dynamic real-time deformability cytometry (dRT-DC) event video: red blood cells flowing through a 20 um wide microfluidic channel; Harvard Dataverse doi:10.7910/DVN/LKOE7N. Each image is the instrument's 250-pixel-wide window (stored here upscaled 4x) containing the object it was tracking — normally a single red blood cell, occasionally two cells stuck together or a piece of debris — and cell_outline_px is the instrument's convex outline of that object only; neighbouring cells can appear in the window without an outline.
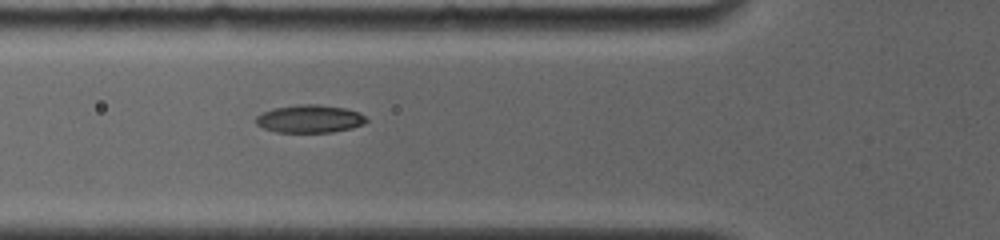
{"species": "common noctule bat (a hibernating species)", "species_latin": "Nyctalus noctula", "temperature_condition": "room temperature", "stored_images_in_passage": 40, "camera_frame_rate_fps": 4000, "um_per_image_px": 0.085, "animal": {"sex": "female", "body_mass_g": 19.0, "forearm_length_mm": 56.7}, "frame": {"image": 1, "passage_image": 11, "time_ms": 5.75, "image_size_px": [1000, 240], "cell_outline_px": [[368, 120], [364, 124], [352, 128], [332, 132], [276, 132], [264, 128], [256, 124], [256, 116], [260, 112], [272, 108], [296, 104], [316, 104], [344, 108], [360, 112]], "centroid_in_image_um": [26.3, 10.09], "position_along_channel_um": 99.5, "area_um2": 18.09}}
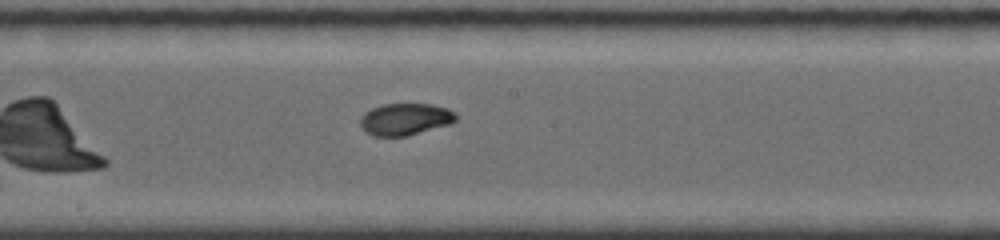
{"frame": {"image": 2, "passage_image": 19, "time_ms": 8.75, "image_size_px": [1000, 240], "cell_outline_px": [[456, 120], [448, 124], [408, 136], [372, 136], [360, 124], [360, 116], [364, 112], [372, 108], [384, 104], [432, 104], [448, 108], [456, 116]], "centroid_in_image_um": [34.42, 10.13], "position_along_channel_um": 213.8, "area_um2": 17.63}}
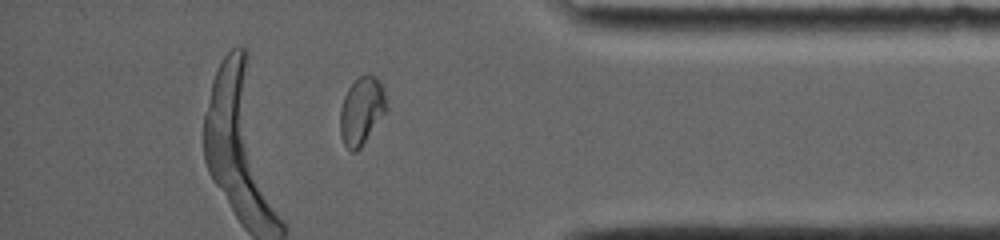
{"frame": {"image": 3, "passage_image": 33, "time_ms": 14.0, "image_size_px": [1000, 240], "cell_outline_px": [[388, 108], [360, 148], [356, 152], [352, 152], [344, 144], [340, 136], [340, 108], [344, 96], [348, 88], [360, 76], [368, 72], [376, 76], [380, 80], [384, 88]], "centroid_in_image_um": [30.74, 9.38], "position_along_channel_um": 404.5, "area_um2": 18.44}, "authors_computed_cell_mechanics": {"area_um2": 18.207, "velocity_mm_per_s": 3.8076, "shape_relaxation_time_tau1_ms": null, "shape_relaxation_time_tau2_ms": 2.8373, "deformation_change_tau1": null, "deformation_change_tau2": 0.0479}}